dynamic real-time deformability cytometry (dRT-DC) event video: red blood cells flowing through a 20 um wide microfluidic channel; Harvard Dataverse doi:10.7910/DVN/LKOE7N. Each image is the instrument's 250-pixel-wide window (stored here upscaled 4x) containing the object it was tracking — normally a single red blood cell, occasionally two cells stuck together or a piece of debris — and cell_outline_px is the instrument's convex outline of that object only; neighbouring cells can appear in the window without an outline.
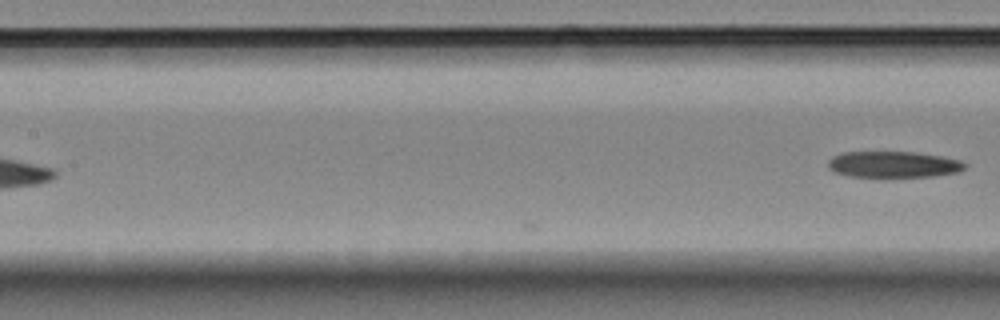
{"species": "Egyptian fruit bat (a non-hibernating species)", "species_latin": "Rousettus aegyptiacus", "temperature_condition": "room temperature", "stored_images_in_passage": 22, "camera_frame_rate_fps": 3000, "um_per_image_px": 0.085, "animal": {"sex": "female"}, "frame": {"image": 1, "passage_image": 22, "time_ms": 7.0, "image_size_px": [1000, 320], "cell_outline_px": [[964, 168], [960, 172], [932, 176], [848, 176], [836, 172], [828, 168], [828, 160], [832, 156], [844, 152], [916, 152], [940, 156], [960, 160], [964, 164]], "centroid_in_image_um": [75.92, 13.96], "position_along_channel_um": 131.5, "area_um2": 20.63}}